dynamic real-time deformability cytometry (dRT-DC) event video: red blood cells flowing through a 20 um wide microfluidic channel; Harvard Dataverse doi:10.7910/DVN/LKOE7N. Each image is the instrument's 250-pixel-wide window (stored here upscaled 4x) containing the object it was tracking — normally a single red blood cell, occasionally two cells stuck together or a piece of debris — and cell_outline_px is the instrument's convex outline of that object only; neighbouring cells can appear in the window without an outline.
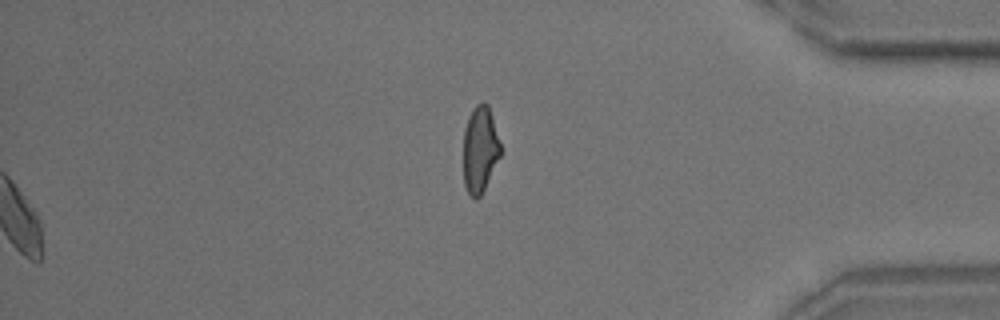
{"species": "common noctule bat (a hibernating species)", "species_latin": "Nyctalus noctula", "temperature_condition": "room temperature", "stored_images_in_passage": 41, "segment_of_instrument_passage": [2, 2], "camera_frame_rate_fps": 3000, "um_per_image_px": 0.085, "animal": {"sex": "male", "body_mass_g": 18.8}, "frame": {"image": 1, "passage_image": 41, "time_ms": 13.333, "image_size_px": [1000, 320], "cell_outline_px": [[504, 152], [480, 196], [476, 200], [468, 192], [464, 184], [464, 128], [468, 116], [472, 108], [476, 104], [488, 104]], "centroid_in_image_um": [40.83, 12.7], "position_along_channel_um": 394.4, "area_um2": 19.02}}